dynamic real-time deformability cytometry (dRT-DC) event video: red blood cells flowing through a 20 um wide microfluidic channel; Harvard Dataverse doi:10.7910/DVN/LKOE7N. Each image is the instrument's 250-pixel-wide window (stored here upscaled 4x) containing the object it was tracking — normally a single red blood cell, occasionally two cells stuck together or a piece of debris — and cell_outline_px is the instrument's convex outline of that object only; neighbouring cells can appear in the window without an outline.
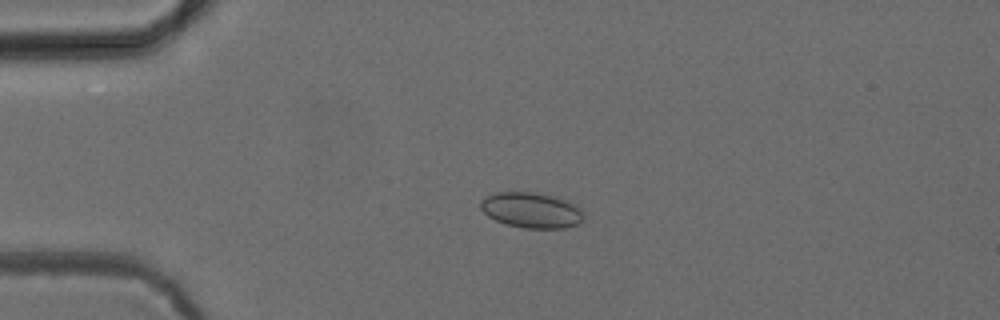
{"species": "common noctule bat (a hibernating species)", "species_latin": "Nyctalus noctula", "temperature_condition": "cold", "stored_images_in_passage": 5, "camera_frame_rate_fps": 3000, "um_per_image_px": 0.085, "animal": {"sex": "female", "body_mass_g": 24.6, "forearm_length_mm": 56.2}, "frame": {"image": 1, "passage_image": 1, "time_ms": 0.0, "image_size_px": [1000, 320], "cell_outline_px": [[584, 220], [580, 224], [564, 228], [524, 228], [508, 224], [496, 220], [488, 216], [480, 208], [480, 200], [496, 192], [536, 192], [552, 196], [564, 200], [580, 208], [584, 212]], "centroid_in_image_um": [45.18, 17.87], "position_along_channel_um": 39.8, "area_um2": 21.27}}
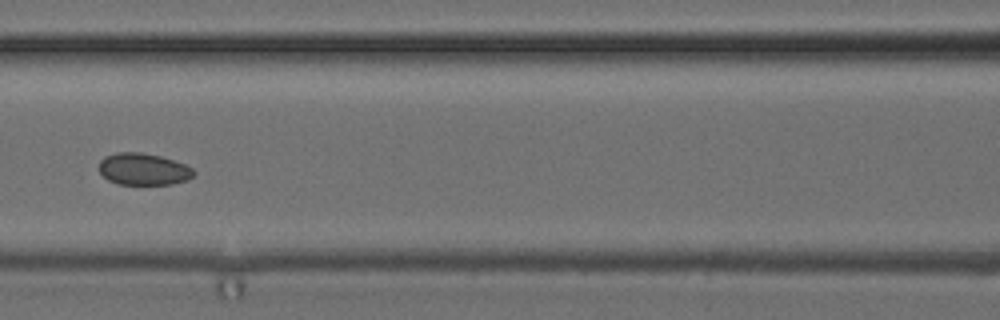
{"frame": {"image": 2, "passage_image": 4, "time_ms": 3.667, "image_size_px": [1000, 320], "cell_outline_px": [[196, 172], [188, 180], [172, 184], [116, 184], [108, 180], [100, 172], [100, 160], [104, 156], [116, 152], [140, 152], [160, 156], [184, 164], [192, 168]], "centroid_in_image_um": [12.18, 14.38], "position_along_channel_um": 154.4, "area_um2": 17.57}}
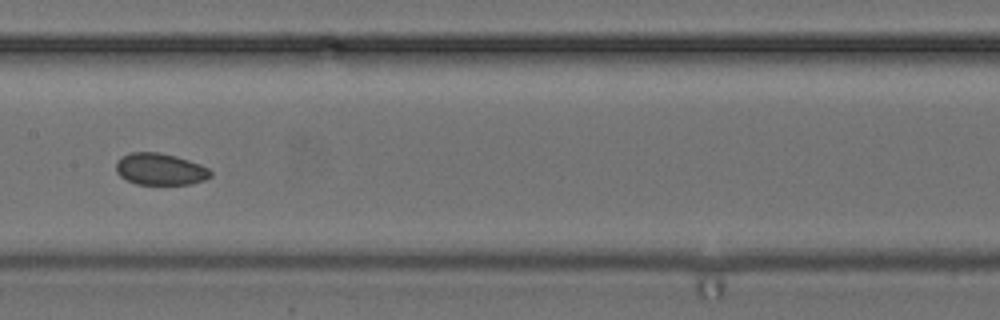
{"frame": {"image": 3, "passage_image": 5, "time_ms": 4.667, "image_size_px": [1000, 320], "cell_outline_px": [[212, 176], [204, 180], [188, 184], [136, 184], [120, 176], [116, 172], [116, 164], [120, 156], [128, 152], [160, 152], [176, 156], [200, 164], [208, 168], [212, 172]], "centroid_in_image_um": [13.6, 14.37], "position_along_channel_um": 193.8, "area_um2": 17.57}}